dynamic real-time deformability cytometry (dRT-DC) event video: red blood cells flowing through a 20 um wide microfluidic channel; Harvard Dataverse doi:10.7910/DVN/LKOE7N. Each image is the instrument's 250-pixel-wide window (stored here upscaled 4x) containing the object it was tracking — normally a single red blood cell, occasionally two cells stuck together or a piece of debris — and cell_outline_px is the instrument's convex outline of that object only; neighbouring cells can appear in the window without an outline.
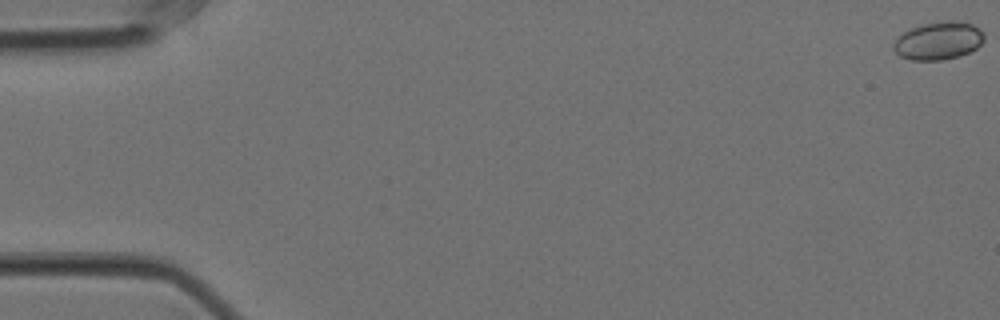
{"species": "Egyptian fruit bat (a non-hibernating species)", "species_latin": "Rousettus aegyptiacus", "temperature_condition": "cold", "stored_images_in_passage": 5, "camera_frame_rate_fps": 3000, "um_per_image_px": 0.085, "animal": {"sex": "female"}, "frame": {"image": 1, "passage_image": 1, "time_ms": 0.0, "image_size_px": [1000, 320], "cell_outline_px": [[984, 40], [976, 48], [960, 56], [940, 60], [912, 60], [900, 56], [892, 48], [892, 44], [896, 36], [912, 28], [924, 24], [972, 24], [980, 28], [984, 32]], "centroid_in_image_um": [79.72, 3.52], "position_along_channel_um": 5.3, "area_um2": 19.31}}